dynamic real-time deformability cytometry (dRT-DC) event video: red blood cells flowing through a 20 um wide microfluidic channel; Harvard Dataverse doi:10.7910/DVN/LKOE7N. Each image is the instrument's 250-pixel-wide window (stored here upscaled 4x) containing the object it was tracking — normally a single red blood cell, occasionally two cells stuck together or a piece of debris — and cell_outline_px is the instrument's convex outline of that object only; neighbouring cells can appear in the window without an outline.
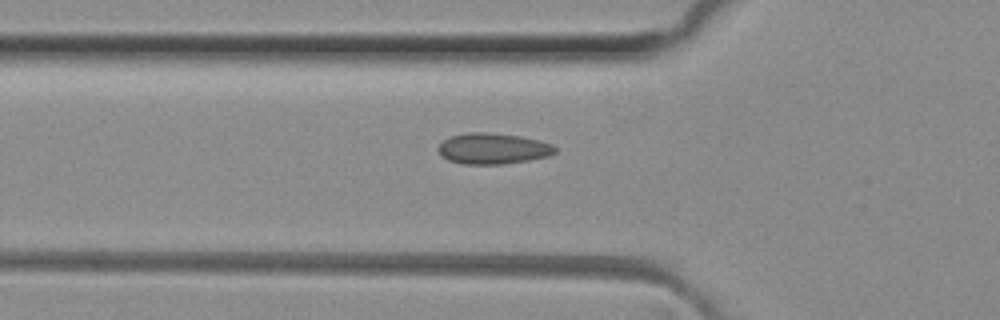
{"species": "common noctule bat (a hibernating species)", "species_latin": "Nyctalus noctula", "temperature_condition": "room temperature", "stored_images_in_passage": 33, "camera_frame_rate_fps": 3000, "um_per_image_px": 0.085, "animal": {"sex": "female", "body_mass_g": 29.2, "forearm_length_mm": 56.3}, "frame": {"image": 1, "passage_image": 5, "time_ms": 1.333, "image_size_px": [1000, 320], "cell_outline_px": [[556, 152], [548, 156], [528, 160], [504, 164], [464, 164], [448, 160], [440, 156], [436, 148], [444, 140], [452, 136], [468, 132], [484, 132], [520, 136], [540, 140], [552, 144], [556, 148]], "centroid_in_image_um": [41.88, 12.63], "position_along_channel_um": 83.9, "area_um2": 21.1}}
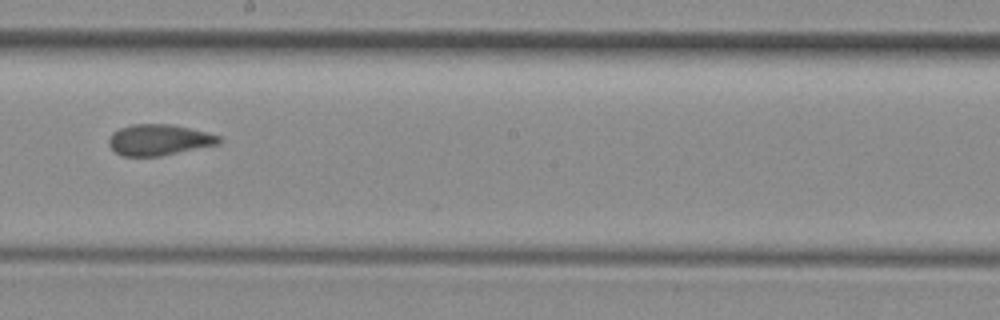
{"frame": {"image": 2, "passage_image": 16, "time_ms": 5.0, "image_size_px": [1000, 320], "cell_outline_px": [[224, 140], [220, 144], [160, 156], [124, 156], [116, 152], [108, 144], [108, 140], [112, 132], [120, 128], [132, 124], [168, 124], [188, 128], [220, 136]], "centroid_in_image_um": [13.52, 11.89], "position_along_channel_um": 234.7, "area_um2": 19.83}}
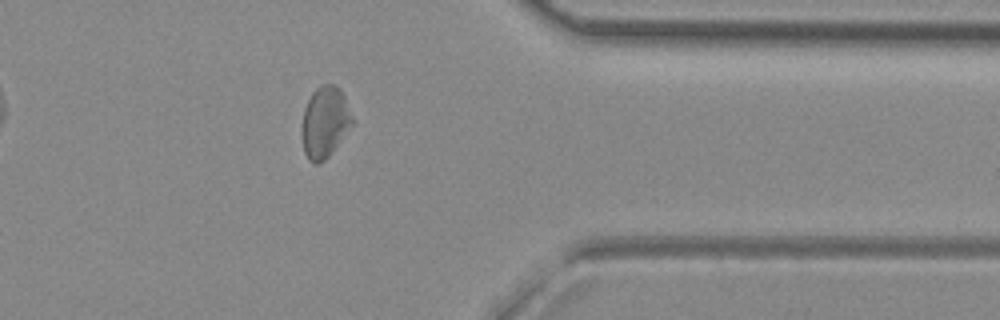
{"frame": {"image": 3, "passage_image": 28, "time_ms": 9.0, "image_size_px": [1000, 320], "cell_outline_px": [[352, 124], [328, 156], [324, 160], [316, 164], [308, 160], [304, 152], [300, 132], [304, 108], [312, 92], [320, 84], [336, 84], [340, 88], [344, 96], [352, 116]], "centroid_in_image_um": [27.57, 10.36], "position_along_channel_um": 383.8, "area_um2": 20.87}, "authors_computed_cell_mechanics": {"area_um2": 20.4034, "velocity_mm_per_s": 4.1089, "shape_relaxation_time_tau1_ms": null, "shape_relaxation_time_tau2_ms": 1.0624, "deformation_change_tau1": null, "deformation_change_tau2": 0.0498}}